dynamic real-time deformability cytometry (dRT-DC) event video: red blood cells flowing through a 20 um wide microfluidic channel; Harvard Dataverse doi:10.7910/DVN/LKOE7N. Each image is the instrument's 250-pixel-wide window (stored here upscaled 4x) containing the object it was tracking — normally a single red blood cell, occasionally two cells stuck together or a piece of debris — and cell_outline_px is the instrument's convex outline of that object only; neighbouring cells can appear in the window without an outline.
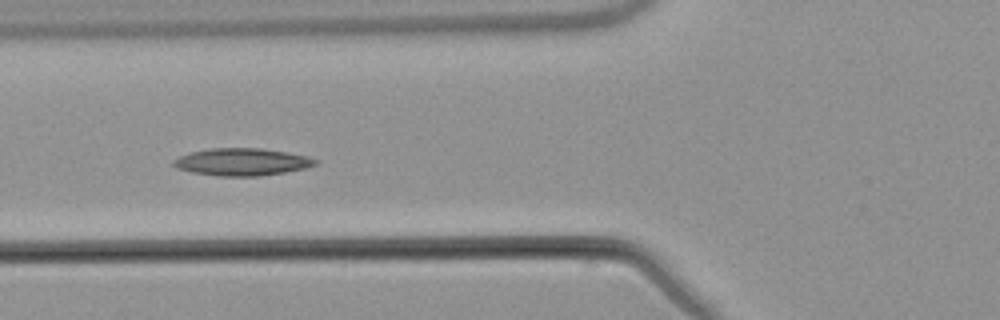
{"species": "common noctule bat (a hibernating species)", "species_latin": "Nyctalus noctula", "temperature_condition": "warm", "stored_images_in_passage": 6, "camera_frame_rate_fps": 3000, "um_per_image_px": 0.085, "animal": {"sex": "male", "body_mass_g": 21.5, "forearm_length_mm": 52.0}, "frame": {"image": 1, "passage_image": 6, "time_ms": 6.0, "image_size_px": [1000, 320], "cell_outline_px": [[320, 164], [304, 168], [284, 172], [260, 176], [220, 176], [192, 172], [176, 168], [172, 164], [172, 160], [180, 156], [192, 152], [212, 148], [260, 148], [308, 156], [320, 160]], "centroid_in_image_um": [20.59, 13.76], "position_along_channel_um": 105.2, "area_um2": 22.54}}